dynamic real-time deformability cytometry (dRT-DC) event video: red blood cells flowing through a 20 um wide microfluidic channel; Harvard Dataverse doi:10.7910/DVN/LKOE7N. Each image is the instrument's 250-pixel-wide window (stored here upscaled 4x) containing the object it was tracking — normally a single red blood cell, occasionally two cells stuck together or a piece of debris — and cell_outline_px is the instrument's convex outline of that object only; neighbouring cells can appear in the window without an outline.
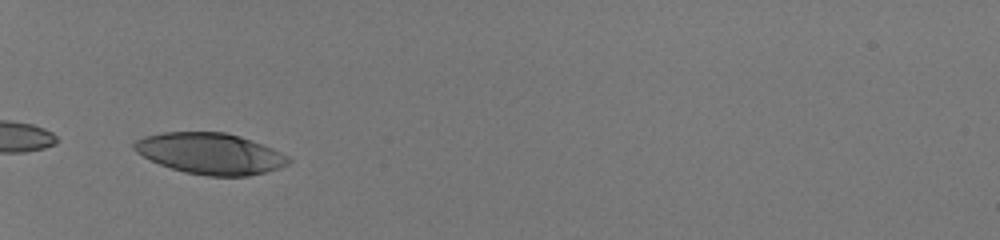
{"species": "human", "species_latin": "Homo sapiens", "temperature_condition": "room temperature", "stored_images_in_passage": 24, "camera_frame_rate_fps": 3000, "um_per_image_px": 0.085, "donor": {"sex": "male"}, "frame": {"image": 1, "passage_image": 1, "time_ms": 0.0, "image_size_px": [1000, 240], "cell_outline_px": [[272, 168], [260, 172], [244, 176], [216, 176], [188, 172], [172, 168], [152, 160], [144, 156], [136, 148], [136, 144], [140, 140], [152, 136], [172, 132], [220, 132], [236, 136], [248, 140], [264, 148]], "centroid_in_image_um": [17.51, 13.04], "position_along_channel_um": 67.5, "area_um2": 32.48}}
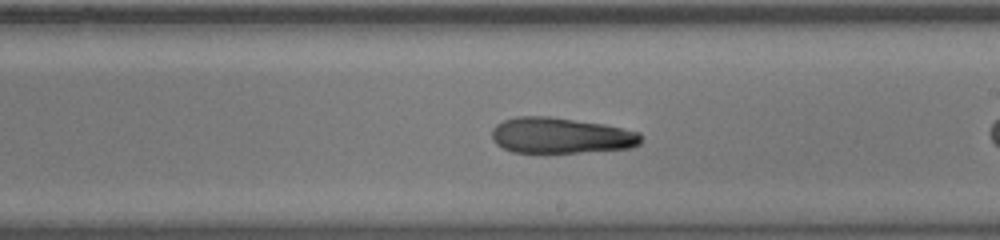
{"frame": {"image": 2, "passage_image": 12, "time_ms": 3.667, "image_size_px": [1000, 240], "cell_outline_px": [[640, 140], [636, 144], [624, 148], [572, 152], [516, 152], [504, 148], [492, 136], [492, 132], [500, 124], [508, 120], [568, 120], [596, 124], [636, 132], [640, 136]], "centroid_in_image_um": [47.7, 11.59], "position_along_channel_um": 241.3, "area_um2": 27.92}}
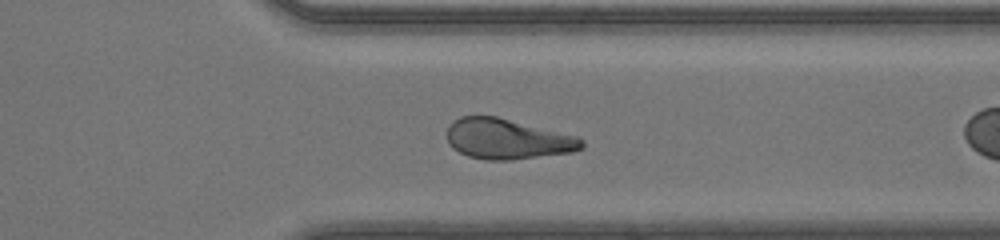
{"frame": {"image": 3, "passage_image": 21, "time_ms": 6.667, "image_size_px": [1000, 240], "cell_outline_px": [[584, 144], [580, 148], [568, 152], [528, 156], [472, 156], [460, 152], [448, 140], [448, 128], [456, 120], [464, 116], [496, 116], [580, 140]], "centroid_in_image_um": [43.01, 11.75], "position_along_channel_um": 368.4, "area_um2": 28.26}}